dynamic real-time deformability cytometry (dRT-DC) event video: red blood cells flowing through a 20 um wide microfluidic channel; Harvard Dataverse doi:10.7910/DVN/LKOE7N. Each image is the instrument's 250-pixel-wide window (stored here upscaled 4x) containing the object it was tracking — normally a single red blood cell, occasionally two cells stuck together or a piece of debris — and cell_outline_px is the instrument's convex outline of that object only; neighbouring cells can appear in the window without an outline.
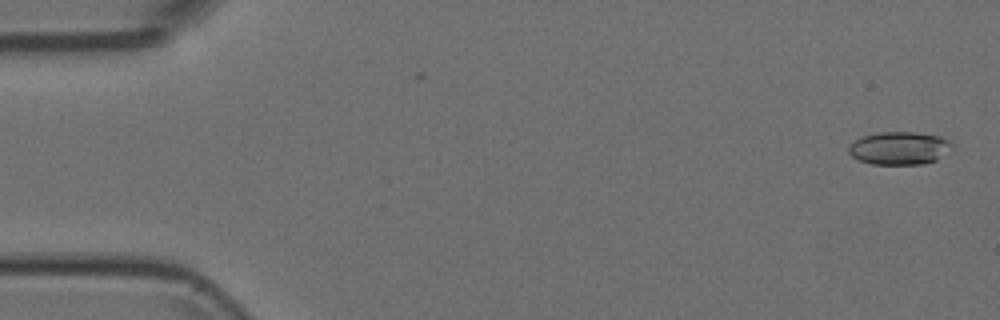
{"species": "Egyptian fruit bat (a non-hibernating species)", "species_latin": "Rousettus aegyptiacus", "temperature_condition": "room temperature", "stored_images_in_passage": 5, "camera_frame_rate_fps": 3000, "um_per_image_px": 0.085, "animal": {"sex": "female"}, "frame": {"image": 1, "passage_image": 1, "time_ms": 0.0, "image_size_px": [1000, 320], "cell_outline_px": [[952, 144], [936, 160], [924, 164], [872, 164], [860, 160], [852, 156], [848, 152], [848, 144], [860, 136], [880, 132], [916, 132], [940, 136], [948, 140]], "centroid_in_image_um": [76.36, 12.58], "position_along_channel_um": 8.6, "area_um2": 19.71}}
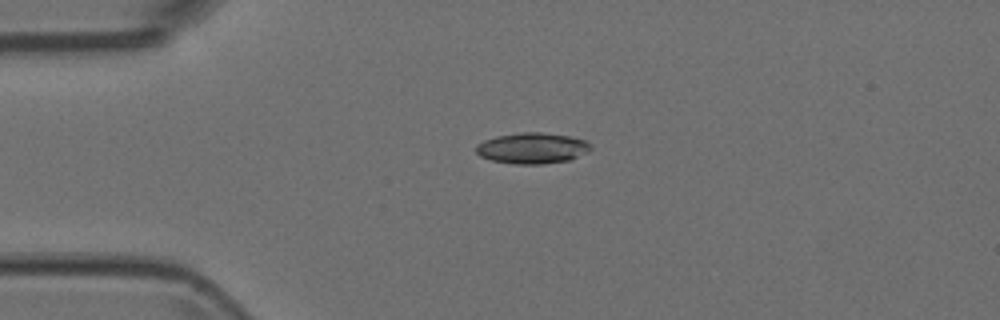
{"frame": {"image": 2, "passage_image": 4, "time_ms": 1.0, "image_size_px": [1000, 320], "cell_outline_px": [[592, 148], [588, 152], [568, 160], [544, 164], [512, 164], [492, 160], [480, 156], [476, 152], [476, 144], [484, 140], [496, 136], [520, 132], [540, 132], [568, 136], [584, 140]], "centroid_in_image_um": [45.2, 12.59], "position_along_channel_um": 39.8, "area_um2": 20.58}}